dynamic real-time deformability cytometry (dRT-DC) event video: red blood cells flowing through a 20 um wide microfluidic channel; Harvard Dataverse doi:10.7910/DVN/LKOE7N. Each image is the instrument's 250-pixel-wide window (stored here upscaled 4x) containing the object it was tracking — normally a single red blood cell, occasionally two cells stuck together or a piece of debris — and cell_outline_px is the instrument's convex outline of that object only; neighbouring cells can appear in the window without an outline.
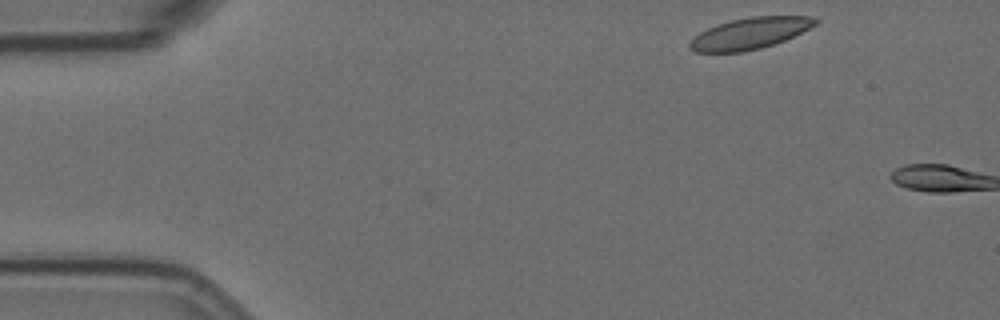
{"species": "Egyptian fruit bat (a non-hibernating species)", "species_latin": "Rousettus aegyptiacus", "temperature_condition": "room temperature", "stored_images_in_passage": 2, "camera_frame_rate_fps": 3000, "um_per_image_px": 0.085, "animal": {"sex": "female"}, "frame": {"image": 1, "passage_image": 1, "time_ms": 0.0, "image_size_px": [1000, 320], "cell_outline_px": [[820, 20], [816, 24], [784, 40], [760, 48], [744, 52], [696, 52], [688, 48], [688, 44], [700, 32], [716, 24], [732, 20], [752, 16], [816, 16]], "centroid_in_image_um": [63.73, 2.83], "position_along_channel_um": 21.3, "area_um2": 22.77}}